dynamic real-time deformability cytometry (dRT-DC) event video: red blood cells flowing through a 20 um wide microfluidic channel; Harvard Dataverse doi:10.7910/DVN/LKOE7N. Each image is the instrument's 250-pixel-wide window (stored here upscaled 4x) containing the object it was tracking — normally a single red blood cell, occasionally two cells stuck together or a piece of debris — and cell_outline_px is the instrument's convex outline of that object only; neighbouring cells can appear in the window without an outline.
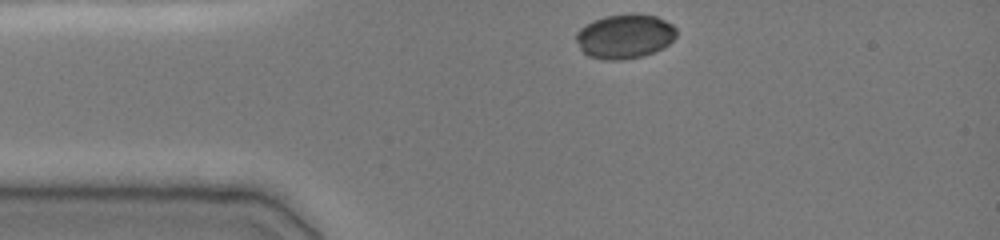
{"species": "common noctule bat (a hibernating species)", "species_latin": "Nyctalus noctula", "temperature_condition": "cold", "stored_images_in_passage": 61, "camera_frame_rate_fps": 3000, "um_per_image_px": 0.085, "animal": {"sex": "female", "body_mass_g": 19.0, "forearm_length_mm": 51.5}, "frame": {"image": 1, "passage_image": 1, "time_ms": 0.0, "image_size_px": [1000, 240], "cell_outline_px": [[676, 36], [664, 48], [644, 56], [620, 60], [604, 60], [588, 56], [580, 48], [576, 40], [576, 32], [580, 28], [604, 16], [632, 12], [656, 16], [672, 24], [676, 28]], "centroid_in_image_um": [53.12, 3.08], "position_along_channel_um": 31.9, "area_um2": 26.13}}
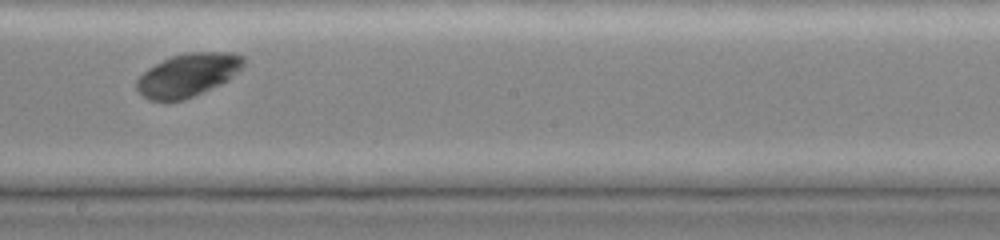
{"frame": {"image": 2, "passage_image": 43, "time_ms": 6.0, "image_size_px": [1000, 240], "cell_outline_px": [[244, 64], [228, 80], [220, 84], [184, 100], [148, 100], [136, 88], [136, 80], [148, 68], [172, 56], [188, 52], [236, 52], [244, 56]], "centroid_in_image_um": [15.98, 6.36], "position_along_channel_um": 232.2, "area_um2": 26.59}}
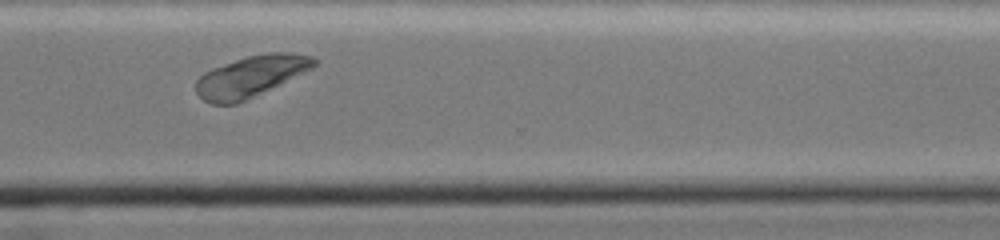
{"frame": {"image": 3, "passage_image": 60, "time_ms": 9.0, "image_size_px": [1000, 240], "cell_outline_px": [[320, 64], [304, 72], [236, 104], [212, 104], [204, 100], [196, 92], [196, 80], [204, 72], [212, 68], [248, 56], [268, 52], [292, 52], [312, 56], [320, 60]], "centroid_in_image_um": [21.34, 6.47], "position_along_channel_um": 349.3, "area_um2": 28.03}}